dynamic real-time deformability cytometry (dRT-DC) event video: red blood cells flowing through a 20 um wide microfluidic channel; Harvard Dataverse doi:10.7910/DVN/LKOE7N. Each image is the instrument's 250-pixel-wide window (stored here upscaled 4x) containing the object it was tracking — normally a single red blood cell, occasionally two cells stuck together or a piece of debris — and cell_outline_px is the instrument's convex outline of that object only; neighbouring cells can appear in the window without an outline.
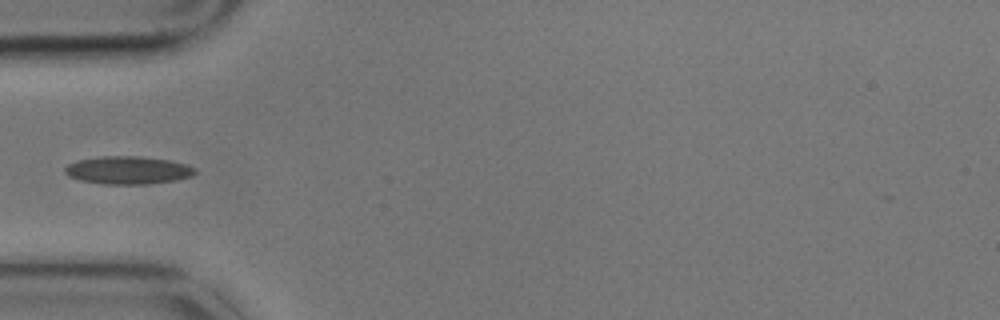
{"species": "common noctule bat (a hibernating species)", "species_latin": "Nyctalus noctula", "temperature_condition": "cold", "stored_images_in_passage": 10, "camera_frame_rate_fps": 3000, "um_per_image_px": 0.085, "animal": {"sex": "male", "body_mass_g": 17.9}, "frame": {"image": 1, "passage_image": 6, "time_ms": 1.667, "image_size_px": [1000, 320], "cell_outline_px": [[196, 172], [192, 176], [176, 180], [148, 184], [100, 184], [80, 180], [68, 176], [64, 172], [64, 168], [68, 164], [76, 160], [100, 156], [136, 156], [168, 160], [184, 164], [196, 168]], "centroid_in_image_um": [10.83, 14.47], "position_along_channel_um": 74.2, "area_um2": 21.21}}